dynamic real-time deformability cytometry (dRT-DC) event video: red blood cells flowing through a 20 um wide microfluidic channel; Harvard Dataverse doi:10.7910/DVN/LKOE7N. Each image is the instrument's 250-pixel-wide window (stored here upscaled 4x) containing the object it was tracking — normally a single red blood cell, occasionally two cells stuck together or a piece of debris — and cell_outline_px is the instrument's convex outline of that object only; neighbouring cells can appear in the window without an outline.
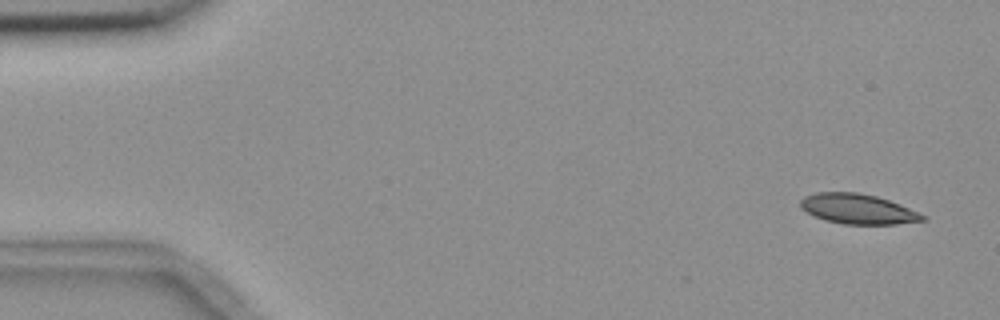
{"species": "common noctule bat (a hibernating species)", "species_latin": "Nyctalus noctula", "temperature_condition": "room temperature", "stored_images_in_passage": 9, "camera_frame_rate_fps": 3000, "um_per_image_px": 0.085, "animal": {"sex": "female", "body_mass_g": 18.4}, "frame": {"image": 1, "passage_image": 1, "time_ms": 0.0, "image_size_px": [1000, 320], "cell_outline_px": [[924, 220], [896, 224], [844, 224], [824, 220], [800, 208], [800, 200], [804, 196], [816, 192], [856, 192], [876, 196], [900, 204], [924, 216]], "centroid_in_image_um": [72.86, 17.75], "position_along_channel_um": 12.1, "area_um2": 21.1}}
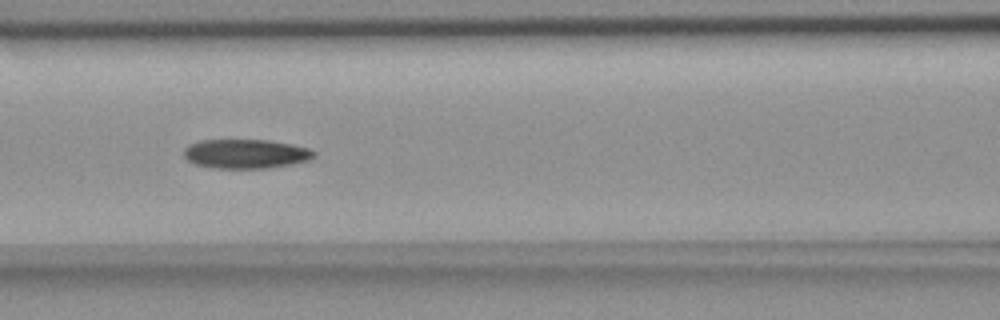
{"frame": {"image": 2, "passage_image": 7, "time_ms": 7.0, "image_size_px": [1000, 320], "cell_outline_px": [[316, 156], [308, 160], [292, 164], [268, 168], [208, 168], [196, 164], [188, 160], [184, 156], [184, 148], [188, 144], [200, 140], [268, 140], [292, 144], [308, 148], [316, 152]], "centroid_in_image_um": [20.88, 13.07], "position_along_channel_um": 145.7, "area_um2": 22.31}}
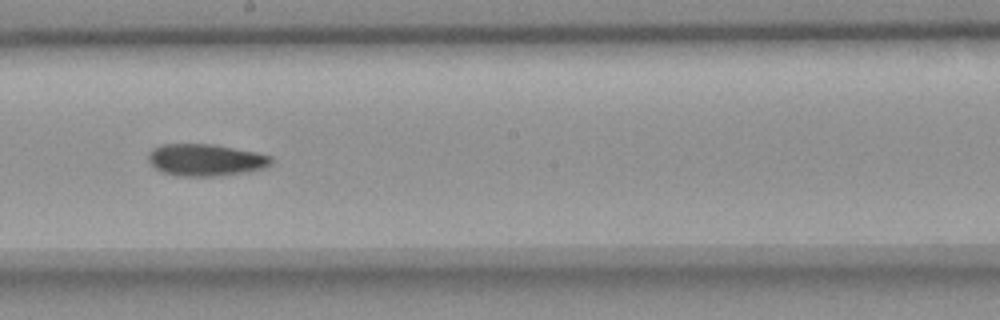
{"frame": {"image": 3, "passage_image": 9, "time_ms": 9.333, "image_size_px": [1000, 320], "cell_outline_px": [[272, 164], [264, 168], [248, 172], [220, 176], [180, 176], [164, 172], [156, 168], [148, 160], [148, 152], [152, 148], [160, 144], [212, 144], [272, 156]], "centroid_in_image_um": [17.47, 13.6], "position_along_channel_um": 230.7, "area_um2": 22.83}}